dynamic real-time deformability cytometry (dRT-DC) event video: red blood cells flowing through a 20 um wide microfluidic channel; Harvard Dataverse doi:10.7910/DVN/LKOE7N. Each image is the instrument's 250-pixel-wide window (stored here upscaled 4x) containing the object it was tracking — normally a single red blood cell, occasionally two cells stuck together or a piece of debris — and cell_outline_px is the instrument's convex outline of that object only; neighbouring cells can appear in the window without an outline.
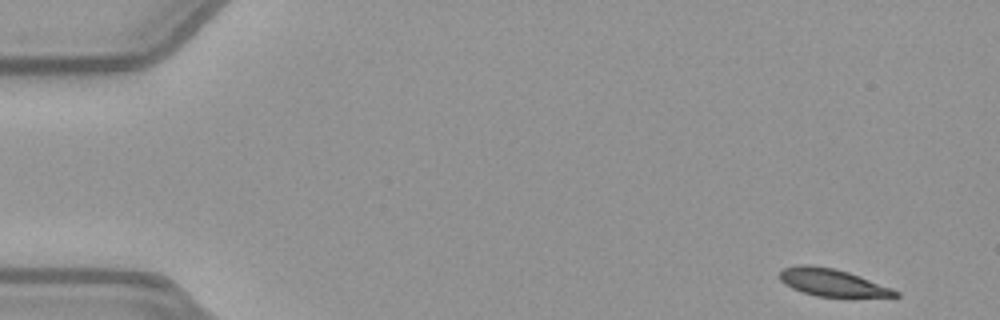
{"species": "common noctule bat (a hibernating species)", "species_latin": "Nyctalus noctula", "temperature_condition": "warm", "stored_images_in_passage": 50, "camera_frame_rate_fps": 3000, "um_per_image_px": 0.085, "animal": {"sex": "female", "body_mass_g": 21.9}, "frame": {"image": 1, "passage_image": 1, "time_ms": 0.0, "image_size_px": [1000, 320], "cell_outline_px": [[900, 296], [816, 296], [792, 288], [784, 284], [780, 280], [780, 272], [784, 268], [796, 264], [812, 264], [832, 268], [848, 272], [860, 276], [892, 288], [900, 292]], "centroid_in_image_um": [70.7, 23.99], "position_along_channel_um": 14.3, "area_um2": 18.21}}
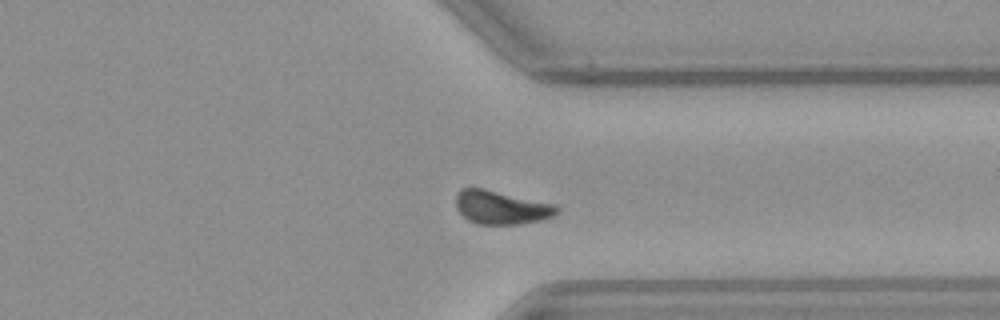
{"frame": {"image": 2, "passage_image": 38, "time_ms": 12.333, "image_size_px": [1000, 320], "cell_outline_px": [[560, 212], [552, 216], [540, 220], [520, 224], [476, 224], [468, 220], [456, 208], [456, 192], [460, 188], [484, 188], [556, 204], [560, 208]], "centroid_in_image_um": [42.61, 17.62], "position_along_channel_um": 368.8, "area_um2": 19.94}}
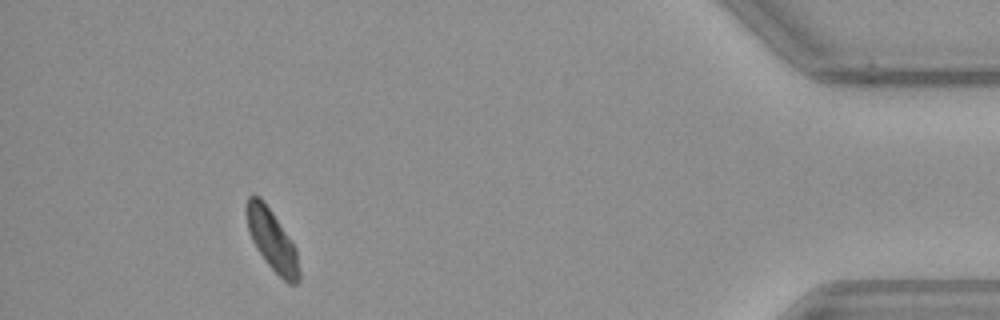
{"frame": {"image": 3, "passage_image": 46, "time_ms": 15.0, "image_size_px": [1000, 320], "cell_outline_px": [[300, 280], [296, 284], [288, 284], [268, 264], [256, 248], [248, 232], [244, 212], [244, 208], [248, 196], [252, 192], [260, 196], [264, 200], [296, 248], [300, 272]], "centroid_in_image_um": [23.08, 20.35], "position_along_channel_um": 412.1, "area_um2": 18.96}, "authors_computed_cell_mechanics": {"area_um2": 19.8254, "velocity_mm_per_s": 3.9055, "shape_relaxation_time_tau1_ms": 9.7776, "shape_relaxation_time_tau2_ms": 4.961, "deformation_change_tau1": 0.1772, "deformation_change_tau2": 0.1006}}